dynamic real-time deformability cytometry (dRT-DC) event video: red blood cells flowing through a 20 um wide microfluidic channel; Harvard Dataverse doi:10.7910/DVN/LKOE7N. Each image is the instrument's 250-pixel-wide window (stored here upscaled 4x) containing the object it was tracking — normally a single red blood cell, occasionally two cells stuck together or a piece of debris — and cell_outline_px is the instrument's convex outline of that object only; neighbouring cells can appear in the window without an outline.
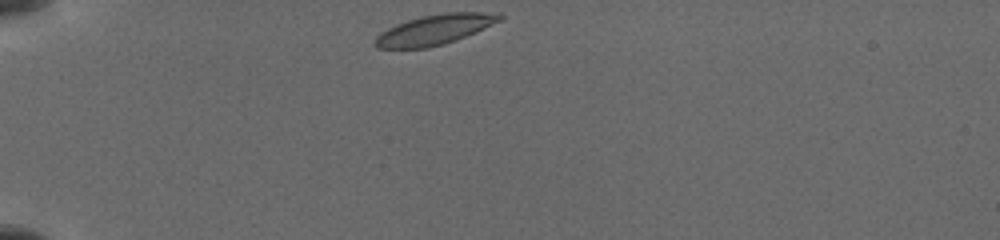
{"species": "common noctule bat (a hibernating species)", "species_latin": "Nyctalus noctula", "temperature_condition": "cold", "stored_images_in_passage": 20, "camera_frame_rate_fps": 3000, "um_per_image_px": 0.085, "animal": {"sex": "female", "body_mass_g": 19.5, "forearm_length_mm": 54.1}, "frame": {"image": 1, "passage_image": 1, "time_ms": 0.0, "image_size_px": [1000, 240], "cell_outline_px": [[504, 16], [500, 20], [476, 32], [444, 44], [428, 48], [376, 48], [372, 44], [376, 36], [380, 32], [396, 24], [408, 20], [424, 16], [444, 12], [500, 12]], "centroid_in_image_um": [36.94, 2.52], "position_along_channel_um": 48.1, "area_um2": 21.85}}
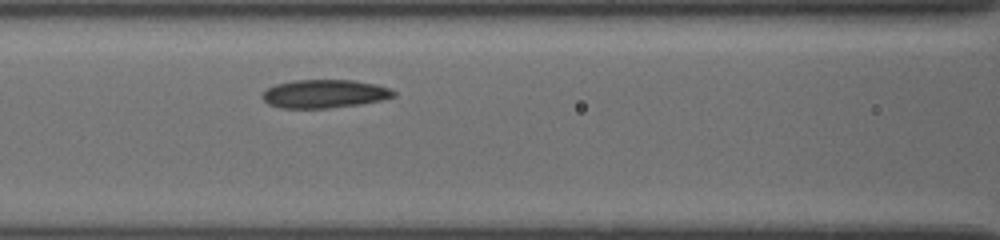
{"frame": {"image": 2, "passage_image": 14, "time_ms": 3.333, "image_size_px": [1000, 240], "cell_outline_px": [[396, 96], [380, 100], [360, 104], [328, 108], [280, 108], [268, 104], [260, 96], [268, 88], [276, 84], [292, 80], [356, 80], [376, 84], [392, 88], [396, 92]], "centroid_in_image_um": [27.6, 7.97], "position_along_channel_um": 139.0, "area_um2": 21.85}}
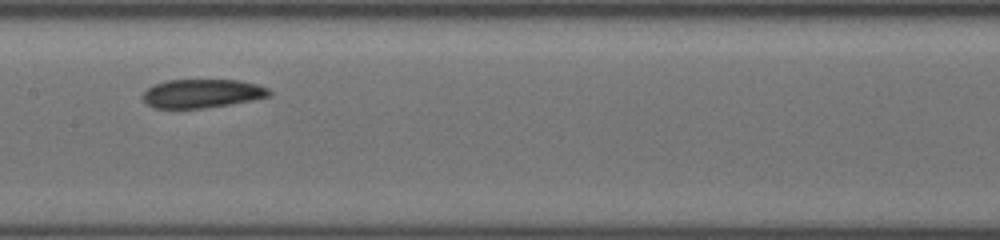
{"frame": {"image": 3, "passage_image": 19, "time_ms": 4.667, "image_size_px": [1000, 240], "cell_outline_px": [[272, 92], [268, 96], [252, 100], [204, 108], [152, 108], [144, 104], [140, 96], [152, 84], [168, 80], [240, 80], [256, 84], [268, 88]], "centroid_in_image_um": [17.1, 7.95], "position_along_channel_um": 190.3, "area_um2": 21.27}}